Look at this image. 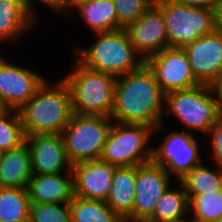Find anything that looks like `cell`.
Wrapping results in <instances>:
<instances>
[{
    "mask_svg": "<svg viewBox=\"0 0 222 222\" xmlns=\"http://www.w3.org/2000/svg\"><path fill=\"white\" fill-rule=\"evenodd\" d=\"M164 102L165 94L144 63L136 71L117 77L110 117L118 123L156 128L163 122Z\"/></svg>",
    "mask_w": 222,
    "mask_h": 222,
    "instance_id": "cell-1",
    "label": "cell"
},
{
    "mask_svg": "<svg viewBox=\"0 0 222 222\" xmlns=\"http://www.w3.org/2000/svg\"><path fill=\"white\" fill-rule=\"evenodd\" d=\"M165 116L175 117L179 123L184 124L185 129L182 127L180 130L194 134L198 132L206 136L210 128L222 117L218 87L199 84L165 94L163 122L154 129L153 136L164 132V127L167 126Z\"/></svg>",
    "mask_w": 222,
    "mask_h": 222,
    "instance_id": "cell-2",
    "label": "cell"
},
{
    "mask_svg": "<svg viewBox=\"0 0 222 222\" xmlns=\"http://www.w3.org/2000/svg\"><path fill=\"white\" fill-rule=\"evenodd\" d=\"M49 80L19 110L26 136L61 134L73 113L71 91L63 78L53 84Z\"/></svg>",
    "mask_w": 222,
    "mask_h": 222,
    "instance_id": "cell-3",
    "label": "cell"
},
{
    "mask_svg": "<svg viewBox=\"0 0 222 222\" xmlns=\"http://www.w3.org/2000/svg\"><path fill=\"white\" fill-rule=\"evenodd\" d=\"M89 46H73L72 57L84 66L115 77L136 71L145 61L136 52L124 28L94 33ZM78 47V48H77Z\"/></svg>",
    "mask_w": 222,
    "mask_h": 222,
    "instance_id": "cell-4",
    "label": "cell"
},
{
    "mask_svg": "<svg viewBox=\"0 0 222 222\" xmlns=\"http://www.w3.org/2000/svg\"><path fill=\"white\" fill-rule=\"evenodd\" d=\"M62 78L71 91L74 114L111 116L117 77L90 69L75 57Z\"/></svg>",
    "mask_w": 222,
    "mask_h": 222,
    "instance_id": "cell-5",
    "label": "cell"
},
{
    "mask_svg": "<svg viewBox=\"0 0 222 222\" xmlns=\"http://www.w3.org/2000/svg\"><path fill=\"white\" fill-rule=\"evenodd\" d=\"M154 129L143 124L113 121L100 159L115 167L141 165L152 161L151 140Z\"/></svg>",
    "mask_w": 222,
    "mask_h": 222,
    "instance_id": "cell-6",
    "label": "cell"
},
{
    "mask_svg": "<svg viewBox=\"0 0 222 222\" xmlns=\"http://www.w3.org/2000/svg\"><path fill=\"white\" fill-rule=\"evenodd\" d=\"M112 123L107 116L73 114L61 133L70 163L100 159Z\"/></svg>",
    "mask_w": 222,
    "mask_h": 222,
    "instance_id": "cell-7",
    "label": "cell"
},
{
    "mask_svg": "<svg viewBox=\"0 0 222 222\" xmlns=\"http://www.w3.org/2000/svg\"><path fill=\"white\" fill-rule=\"evenodd\" d=\"M163 13L168 47L183 48L215 31V9L195 8L165 0L154 3Z\"/></svg>",
    "mask_w": 222,
    "mask_h": 222,
    "instance_id": "cell-8",
    "label": "cell"
},
{
    "mask_svg": "<svg viewBox=\"0 0 222 222\" xmlns=\"http://www.w3.org/2000/svg\"><path fill=\"white\" fill-rule=\"evenodd\" d=\"M162 135L161 144L153 146L152 161L162 166L174 181H180L194 167L204 163L196 134L173 129Z\"/></svg>",
    "mask_w": 222,
    "mask_h": 222,
    "instance_id": "cell-9",
    "label": "cell"
},
{
    "mask_svg": "<svg viewBox=\"0 0 222 222\" xmlns=\"http://www.w3.org/2000/svg\"><path fill=\"white\" fill-rule=\"evenodd\" d=\"M145 63L153 71L164 94L201 84L195 78L183 48H165L149 57Z\"/></svg>",
    "mask_w": 222,
    "mask_h": 222,
    "instance_id": "cell-10",
    "label": "cell"
},
{
    "mask_svg": "<svg viewBox=\"0 0 222 222\" xmlns=\"http://www.w3.org/2000/svg\"><path fill=\"white\" fill-rule=\"evenodd\" d=\"M12 62L0 53V97L12 110L18 111L47 78L38 71Z\"/></svg>",
    "mask_w": 222,
    "mask_h": 222,
    "instance_id": "cell-11",
    "label": "cell"
},
{
    "mask_svg": "<svg viewBox=\"0 0 222 222\" xmlns=\"http://www.w3.org/2000/svg\"><path fill=\"white\" fill-rule=\"evenodd\" d=\"M192 72L201 84L222 82V33L213 31L183 47Z\"/></svg>",
    "mask_w": 222,
    "mask_h": 222,
    "instance_id": "cell-12",
    "label": "cell"
},
{
    "mask_svg": "<svg viewBox=\"0 0 222 222\" xmlns=\"http://www.w3.org/2000/svg\"><path fill=\"white\" fill-rule=\"evenodd\" d=\"M167 171L153 161L136 165V185L133 222H144L154 211L156 203L174 184Z\"/></svg>",
    "mask_w": 222,
    "mask_h": 222,
    "instance_id": "cell-13",
    "label": "cell"
},
{
    "mask_svg": "<svg viewBox=\"0 0 222 222\" xmlns=\"http://www.w3.org/2000/svg\"><path fill=\"white\" fill-rule=\"evenodd\" d=\"M124 30L144 61L168 48L165 19L162 11L155 4L136 21L127 25Z\"/></svg>",
    "mask_w": 222,
    "mask_h": 222,
    "instance_id": "cell-14",
    "label": "cell"
},
{
    "mask_svg": "<svg viewBox=\"0 0 222 222\" xmlns=\"http://www.w3.org/2000/svg\"><path fill=\"white\" fill-rule=\"evenodd\" d=\"M25 143L30 150L33 174L72 172L61 134L30 135Z\"/></svg>",
    "mask_w": 222,
    "mask_h": 222,
    "instance_id": "cell-15",
    "label": "cell"
},
{
    "mask_svg": "<svg viewBox=\"0 0 222 222\" xmlns=\"http://www.w3.org/2000/svg\"><path fill=\"white\" fill-rule=\"evenodd\" d=\"M115 168L101 159L72 165L74 196L106 201L110 193Z\"/></svg>",
    "mask_w": 222,
    "mask_h": 222,
    "instance_id": "cell-16",
    "label": "cell"
},
{
    "mask_svg": "<svg viewBox=\"0 0 222 222\" xmlns=\"http://www.w3.org/2000/svg\"><path fill=\"white\" fill-rule=\"evenodd\" d=\"M27 191L31 203H70L74 196L73 172L33 174Z\"/></svg>",
    "mask_w": 222,
    "mask_h": 222,
    "instance_id": "cell-17",
    "label": "cell"
},
{
    "mask_svg": "<svg viewBox=\"0 0 222 222\" xmlns=\"http://www.w3.org/2000/svg\"><path fill=\"white\" fill-rule=\"evenodd\" d=\"M37 21L27 12L22 0H0V44H16L36 28ZM35 25V26H34Z\"/></svg>",
    "mask_w": 222,
    "mask_h": 222,
    "instance_id": "cell-18",
    "label": "cell"
},
{
    "mask_svg": "<svg viewBox=\"0 0 222 222\" xmlns=\"http://www.w3.org/2000/svg\"><path fill=\"white\" fill-rule=\"evenodd\" d=\"M136 165L116 167L105 203L124 220L133 222Z\"/></svg>",
    "mask_w": 222,
    "mask_h": 222,
    "instance_id": "cell-19",
    "label": "cell"
},
{
    "mask_svg": "<svg viewBox=\"0 0 222 222\" xmlns=\"http://www.w3.org/2000/svg\"><path fill=\"white\" fill-rule=\"evenodd\" d=\"M32 175L31 154L26 143L18 149L1 152L0 187L27 188Z\"/></svg>",
    "mask_w": 222,
    "mask_h": 222,
    "instance_id": "cell-20",
    "label": "cell"
},
{
    "mask_svg": "<svg viewBox=\"0 0 222 222\" xmlns=\"http://www.w3.org/2000/svg\"><path fill=\"white\" fill-rule=\"evenodd\" d=\"M73 13L78 14L77 16L81 19L80 22H84L92 33L118 30V19L113 0H94L78 3L66 17L74 19L75 15Z\"/></svg>",
    "mask_w": 222,
    "mask_h": 222,
    "instance_id": "cell-21",
    "label": "cell"
},
{
    "mask_svg": "<svg viewBox=\"0 0 222 222\" xmlns=\"http://www.w3.org/2000/svg\"><path fill=\"white\" fill-rule=\"evenodd\" d=\"M178 183L180 187L174 188L171 184L166 189L153 213L144 222H181L189 219V200L183 185Z\"/></svg>",
    "mask_w": 222,
    "mask_h": 222,
    "instance_id": "cell-22",
    "label": "cell"
},
{
    "mask_svg": "<svg viewBox=\"0 0 222 222\" xmlns=\"http://www.w3.org/2000/svg\"><path fill=\"white\" fill-rule=\"evenodd\" d=\"M215 167V168H214ZM187 197L214 193L222 190V169L216 166L200 164L194 167L180 181Z\"/></svg>",
    "mask_w": 222,
    "mask_h": 222,
    "instance_id": "cell-23",
    "label": "cell"
},
{
    "mask_svg": "<svg viewBox=\"0 0 222 222\" xmlns=\"http://www.w3.org/2000/svg\"><path fill=\"white\" fill-rule=\"evenodd\" d=\"M27 188L0 187V222H29Z\"/></svg>",
    "mask_w": 222,
    "mask_h": 222,
    "instance_id": "cell-24",
    "label": "cell"
},
{
    "mask_svg": "<svg viewBox=\"0 0 222 222\" xmlns=\"http://www.w3.org/2000/svg\"><path fill=\"white\" fill-rule=\"evenodd\" d=\"M72 222H124L125 220L115 213L101 200L85 199L73 196L69 203Z\"/></svg>",
    "mask_w": 222,
    "mask_h": 222,
    "instance_id": "cell-25",
    "label": "cell"
},
{
    "mask_svg": "<svg viewBox=\"0 0 222 222\" xmlns=\"http://www.w3.org/2000/svg\"><path fill=\"white\" fill-rule=\"evenodd\" d=\"M189 219L196 222H213L222 219V190L188 197Z\"/></svg>",
    "mask_w": 222,
    "mask_h": 222,
    "instance_id": "cell-26",
    "label": "cell"
},
{
    "mask_svg": "<svg viewBox=\"0 0 222 222\" xmlns=\"http://www.w3.org/2000/svg\"><path fill=\"white\" fill-rule=\"evenodd\" d=\"M26 135L17 110L0 118V151L6 152L25 144Z\"/></svg>",
    "mask_w": 222,
    "mask_h": 222,
    "instance_id": "cell-27",
    "label": "cell"
},
{
    "mask_svg": "<svg viewBox=\"0 0 222 222\" xmlns=\"http://www.w3.org/2000/svg\"><path fill=\"white\" fill-rule=\"evenodd\" d=\"M29 222H72L70 204L31 203Z\"/></svg>",
    "mask_w": 222,
    "mask_h": 222,
    "instance_id": "cell-28",
    "label": "cell"
},
{
    "mask_svg": "<svg viewBox=\"0 0 222 222\" xmlns=\"http://www.w3.org/2000/svg\"><path fill=\"white\" fill-rule=\"evenodd\" d=\"M116 7L118 19V29L136 21L146 10H148L155 0H113Z\"/></svg>",
    "mask_w": 222,
    "mask_h": 222,
    "instance_id": "cell-29",
    "label": "cell"
},
{
    "mask_svg": "<svg viewBox=\"0 0 222 222\" xmlns=\"http://www.w3.org/2000/svg\"><path fill=\"white\" fill-rule=\"evenodd\" d=\"M22 1H23L24 7L27 10V12L36 21L40 17V15H39L40 12L38 11L39 5H37V4H42L43 7L45 6L47 9L49 8L48 10H50V12H53V14H57V16L59 18H60V16H61V18L62 17L66 18V15H67V1L68 0H22Z\"/></svg>",
    "mask_w": 222,
    "mask_h": 222,
    "instance_id": "cell-30",
    "label": "cell"
},
{
    "mask_svg": "<svg viewBox=\"0 0 222 222\" xmlns=\"http://www.w3.org/2000/svg\"><path fill=\"white\" fill-rule=\"evenodd\" d=\"M205 137H207L206 139L209 138L204 143L207 142V147H210L211 163L214 162L213 164L222 169V117L210 128Z\"/></svg>",
    "mask_w": 222,
    "mask_h": 222,
    "instance_id": "cell-31",
    "label": "cell"
},
{
    "mask_svg": "<svg viewBox=\"0 0 222 222\" xmlns=\"http://www.w3.org/2000/svg\"><path fill=\"white\" fill-rule=\"evenodd\" d=\"M176 4L187 5L195 8L215 9L218 0H165Z\"/></svg>",
    "mask_w": 222,
    "mask_h": 222,
    "instance_id": "cell-32",
    "label": "cell"
},
{
    "mask_svg": "<svg viewBox=\"0 0 222 222\" xmlns=\"http://www.w3.org/2000/svg\"><path fill=\"white\" fill-rule=\"evenodd\" d=\"M215 30L222 33V0L215 6Z\"/></svg>",
    "mask_w": 222,
    "mask_h": 222,
    "instance_id": "cell-33",
    "label": "cell"
},
{
    "mask_svg": "<svg viewBox=\"0 0 222 222\" xmlns=\"http://www.w3.org/2000/svg\"><path fill=\"white\" fill-rule=\"evenodd\" d=\"M12 109L6 104V102L0 97V118L7 115Z\"/></svg>",
    "mask_w": 222,
    "mask_h": 222,
    "instance_id": "cell-34",
    "label": "cell"
},
{
    "mask_svg": "<svg viewBox=\"0 0 222 222\" xmlns=\"http://www.w3.org/2000/svg\"><path fill=\"white\" fill-rule=\"evenodd\" d=\"M94 0H68L67 1V14L78 4L83 2H89Z\"/></svg>",
    "mask_w": 222,
    "mask_h": 222,
    "instance_id": "cell-35",
    "label": "cell"
},
{
    "mask_svg": "<svg viewBox=\"0 0 222 222\" xmlns=\"http://www.w3.org/2000/svg\"><path fill=\"white\" fill-rule=\"evenodd\" d=\"M219 93H220V98H221V112H222V82L217 86Z\"/></svg>",
    "mask_w": 222,
    "mask_h": 222,
    "instance_id": "cell-36",
    "label": "cell"
},
{
    "mask_svg": "<svg viewBox=\"0 0 222 222\" xmlns=\"http://www.w3.org/2000/svg\"><path fill=\"white\" fill-rule=\"evenodd\" d=\"M213 222H222V219H220V220H217V221H213Z\"/></svg>",
    "mask_w": 222,
    "mask_h": 222,
    "instance_id": "cell-37",
    "label": "cell"
}]
</instances>
